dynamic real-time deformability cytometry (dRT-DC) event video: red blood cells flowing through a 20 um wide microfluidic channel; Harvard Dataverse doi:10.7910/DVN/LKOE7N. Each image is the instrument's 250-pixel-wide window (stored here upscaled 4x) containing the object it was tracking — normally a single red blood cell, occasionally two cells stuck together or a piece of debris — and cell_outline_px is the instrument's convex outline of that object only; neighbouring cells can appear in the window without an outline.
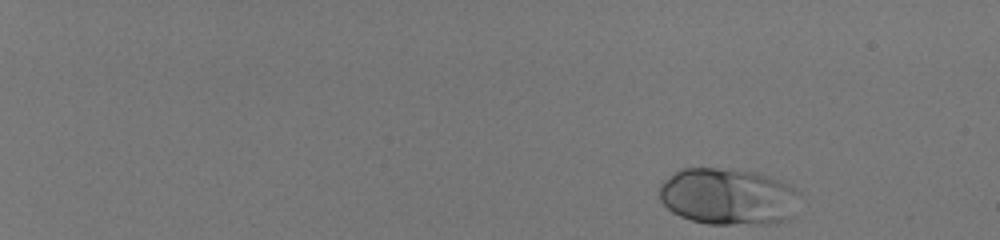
{"species": "human", "species_latin": "Homo sapiens", "temperature_condition": "room temperature", "stored_images_in_passage": 49, "camera_frame_rate_fps": 3000, "um_per_image_px": 0.085, "donor": {"sex": "male"}, "frame": {"image": 1, "passage_image": 1, "time_ms": 0.0, "image_size_px": [1000, 240], "cell_outline_px": [[796, 216], [788, 220], [776, 224], [708, 224], [692, 220], [680, 216], [672, 212], [660, 200], [660, 184], [664, 180], [680, 168], [716, 168], [756, 172], [768, 176], [788, 184], [796, 192]], "centroid_in_image_um": [61.89, 16.73], "position_along_channel_um": 23.1, "area_um2": 46.53}}
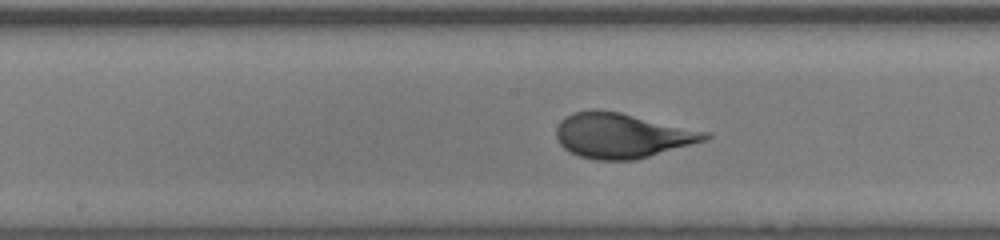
{"frame": {"image": 2, "passage_image": 28, "time_ms": 9.0, "image_size_px": [1000, 240], "cell_outline_px": [[712, 136], [708, 140], [636, 160], [596, 160], [580, 156], [564, 148], [560, 144], [556, 136], [556, 128], [560, 120], [572, 112], [592, 108], [596, 108], [620, 112], [708, 132]], "centroid_in_image_um": [52.86, 11.51], "position_along_channel_um": 195.3, "area_um2": 39.19}}
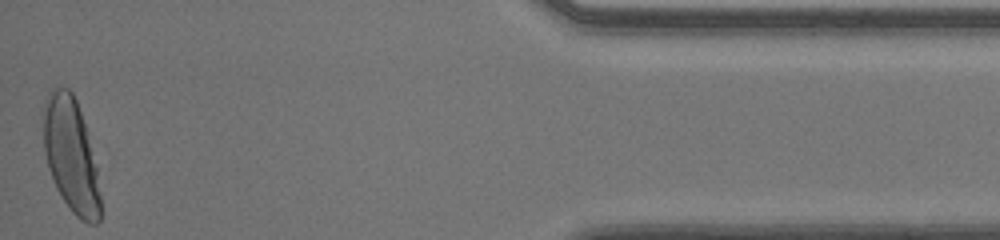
{"frame": {"image": 3, "passage_image": 49, "time_ms": 16.0, "image_size_px": [1000, 240], "cell_outline_px": [[100, 220], [96, 224], [88, 224], [80, 220], [72, 212], [56, 188], [48, 168], [44, 152], [44, 104], [48, 92], [52, 88], [68, 88], [72, 92], [76, 100], [84, 124], [96, 168], [100, 196]], "centroid_in_image_um": [6.02, 13.22], "position_along_channel_um": 429.2, "area_um2": 37.34}}